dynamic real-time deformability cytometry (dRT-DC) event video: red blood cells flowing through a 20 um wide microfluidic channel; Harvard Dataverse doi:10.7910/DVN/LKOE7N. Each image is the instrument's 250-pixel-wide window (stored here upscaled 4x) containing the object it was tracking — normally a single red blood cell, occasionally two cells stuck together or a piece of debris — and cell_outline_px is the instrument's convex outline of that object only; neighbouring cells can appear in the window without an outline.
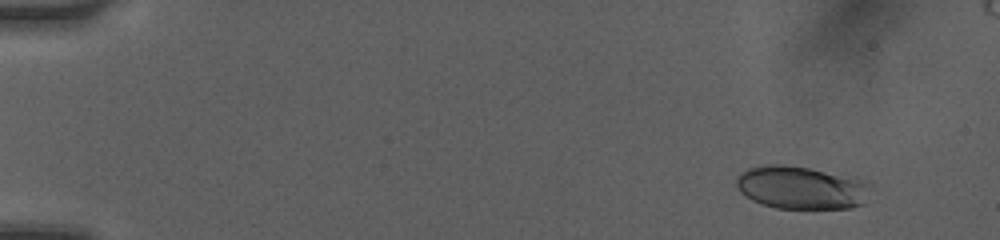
{"species": "human", "species_latin": "Homo sapiens", "temperature_condition": "room temperature", "stored_images_in_passage": 9, "camera_frame_rate_fps": 3000, "um_per_image_px": 0.085, "donor": {"sex": "female"}, "frame": {"image": 1, "passage_image": 2, "time_ms": 1.0, "image_size_px": [1000, 240], "cell_outline_px": [[872, 188], [864, 204], [852, 208], [776, 208], [760, 204], [752, 200], [740, 192], [736, 184], [736, 176], [740, 172], [748, 168], [768, 164], [784, 164], [856, 176], [872, 184]], "centroid_in_image_um": [68.15, 15.94], "position_along_channel_um": 16.8, "area_um2": 34.28}}
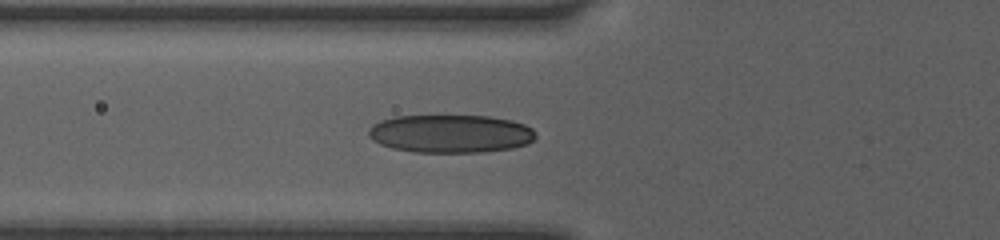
{"frame": {"image": 2, "passage_image": 8, "time_ms": 6.0, "image_size_px": [1000, 240], "cell_outline_px": [[536, 136], [528, 144], [512, 148], [484, 152], [416, 152], [392, 148], [380, 144], [372, 140], [368, 136], [368, 128], [372, 124], [380, 120], [392, 116], [488, 116], [512, 120], [524, 124], [532, 128], [536, 132]], "centroid_in_image_um": [38.28, 11.36], "position_along_channel_um": 87.5, "area_um2": 37.4}}